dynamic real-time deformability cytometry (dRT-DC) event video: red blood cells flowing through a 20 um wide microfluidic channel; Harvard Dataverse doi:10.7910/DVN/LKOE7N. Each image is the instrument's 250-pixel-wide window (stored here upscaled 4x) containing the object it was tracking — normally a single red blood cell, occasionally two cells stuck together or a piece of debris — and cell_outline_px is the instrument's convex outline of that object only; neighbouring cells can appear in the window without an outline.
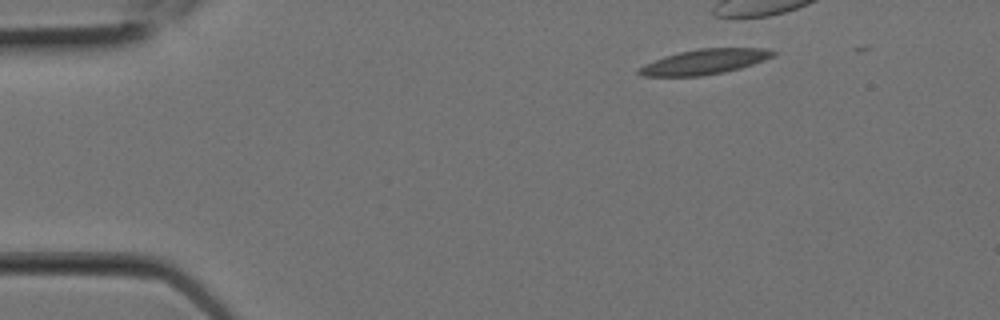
{"species": "Egyptian fruit bat (a non-hibernating species)", "species_latin": "Rousettus aegyptiacus", "temperature_condition": "room temperature", "stored_images_in_passage": 5, "camera_frame_rate_fps": 3000, "um_per_image_px": 0.085, "animal": {"sex": "female"}, "frame": {"image": 1, "passage_image": 1, "time_ms": 0.0, "image_size_px": [1000, 320], "cell_outline_px": [[776, 52], [772, 56], [764, 60], [740, 68], [724, 72], [700, 76], [640, 76], [636, 72], [636, 68], [644, 64], [664, 56], [680, 52], [700, 48], [764, 48]], "centroid_in_image_um": [59.81, 5.25], "position_along_channel_um": 25.2, "area_um2": 19.54}}